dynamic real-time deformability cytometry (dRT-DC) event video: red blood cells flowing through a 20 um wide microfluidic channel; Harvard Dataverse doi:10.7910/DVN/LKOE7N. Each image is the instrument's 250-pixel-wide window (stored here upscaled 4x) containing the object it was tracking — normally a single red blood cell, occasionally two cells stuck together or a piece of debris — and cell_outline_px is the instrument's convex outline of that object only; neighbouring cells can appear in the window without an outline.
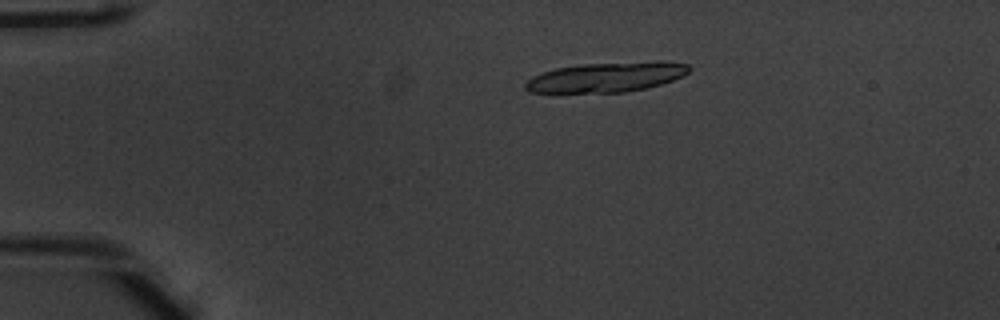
{"species": "common noctule bat (a hibernating species)", "species_latin": "Nyctalus noctula", "temperature_condition": "warm", "stored_images_in_passage": 19, "camera_frame_rate_fps": 3000, "um_per_image_px": 0.085, "animal": {"sex": "male", "body_mass_g": 20.1, "forearm_length_mm": 53.5}, "frame": {"image": 1, "passage_image": 11, "time_ms": 3.333, "image_size_px": [1000, 320], "cell_outline_px": [[692, 68], [684, 76], [648, 88], [624, 92], [528, 92], [524, 88], [524, 84], [532, 76], [556, 68], [580, 64], [656, 60], [660, 60], [688, 64]], "centroid_in_image_um": [51.6, 6.53], "position_along_channel_um": 33.4, "area_um2": 28.73}}